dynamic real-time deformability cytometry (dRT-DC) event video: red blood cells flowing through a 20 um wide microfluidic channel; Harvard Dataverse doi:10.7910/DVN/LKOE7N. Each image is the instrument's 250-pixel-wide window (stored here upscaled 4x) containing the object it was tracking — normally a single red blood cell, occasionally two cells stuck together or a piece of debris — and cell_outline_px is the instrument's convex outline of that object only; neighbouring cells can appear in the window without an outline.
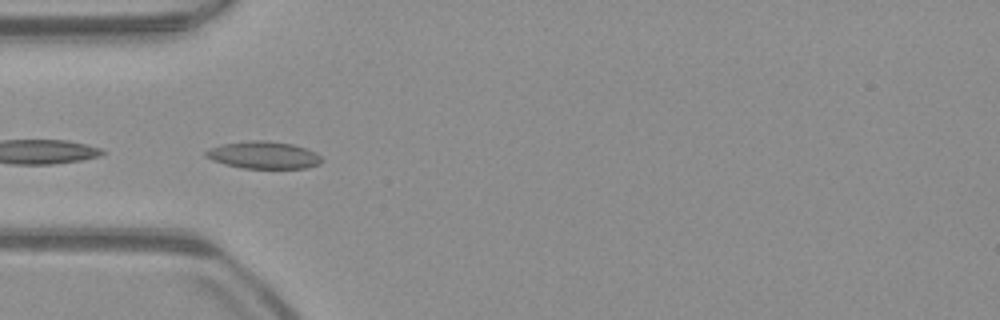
{"species": "common noctule bat (a hibernating species)", "species_latin": "Nyctalus noctula", "temperature_condition": "warm", "stored_images_in_passage": 28, "camera_frame_rate_fps": 3000, "um_per_image_px": 0.085, "animal": {"sex": "male", "body_mass_g": 23.1, "forearm_length_mm": 52.7}, "frame": {"image": 1, "passage_image": 5, "time_ms": 1.333, "image_size_px": [1000, 320], "cell_outline_px": [[324, 160], [320, 164], [308, 168], [244, 168], [224, 164], [212, 160], [204, 156], [204, 152], [212, 148], [224, 144], [252, 140], [268, 140], [292, 144], [316, 152]], "centroid_in_image_um": [22.44, 13.19], "position_along_channel_um": 62.6, "area_um2": 18.38}, "authors_computed_cell_mechanics": {"area_um2": 16.8776, "velocity_mm_per_s": 3.9373, "shape_relaxation_time_tau1_ms": 2.239, "shape_relaxation_time_tau2_ms": 1.8065, "deformation_change_tau1": 0.0856, "deformation_change_tau2": 0.0698}}